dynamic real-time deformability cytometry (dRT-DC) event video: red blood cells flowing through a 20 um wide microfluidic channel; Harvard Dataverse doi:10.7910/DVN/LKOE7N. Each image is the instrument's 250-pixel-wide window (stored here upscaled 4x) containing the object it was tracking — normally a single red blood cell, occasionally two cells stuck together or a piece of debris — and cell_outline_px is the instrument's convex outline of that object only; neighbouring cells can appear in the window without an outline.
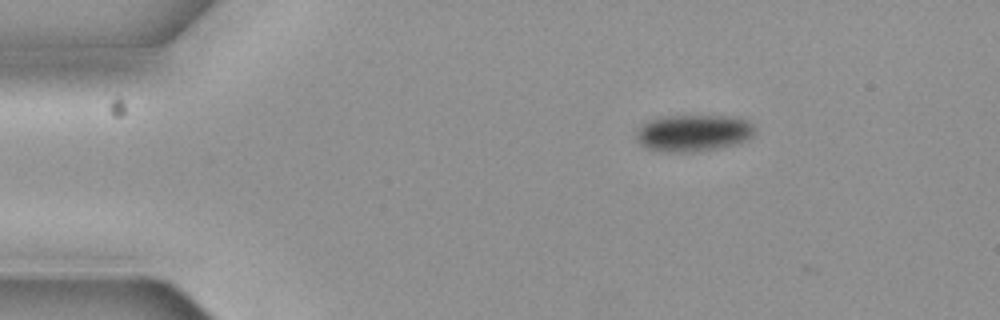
{"species": "common noctule bat (a hibernating species)", "species_latin": "Nyctalus noctula", "temperature_condition": "cold", "stored_images_in_passage": 3, "camera_frame_rate_fps": 3000, "um_per_image_px": 0.085, "animal": {"sex": "female", "body_mass_g": 19.3, "forearm_length_mm": 54.1}, "frame": {"image": 1, "passage_image": 1, "time_ms": 0.0, "image_size_px": [1000, 320], "cell_outline_px": [[752, 136], [744, 140], [732, 144], [716, 148], [692, 152], [664, 152], [644, 148], [636, 140], [636, 132], [644, 124], [652, 120], [668, 116], [736, 116], [748, 120], [752, 124]], "centroid_in_image_um": [58.9, 11.31], "position_along_channel_um": 26.1, "area_um2": 25.09}}